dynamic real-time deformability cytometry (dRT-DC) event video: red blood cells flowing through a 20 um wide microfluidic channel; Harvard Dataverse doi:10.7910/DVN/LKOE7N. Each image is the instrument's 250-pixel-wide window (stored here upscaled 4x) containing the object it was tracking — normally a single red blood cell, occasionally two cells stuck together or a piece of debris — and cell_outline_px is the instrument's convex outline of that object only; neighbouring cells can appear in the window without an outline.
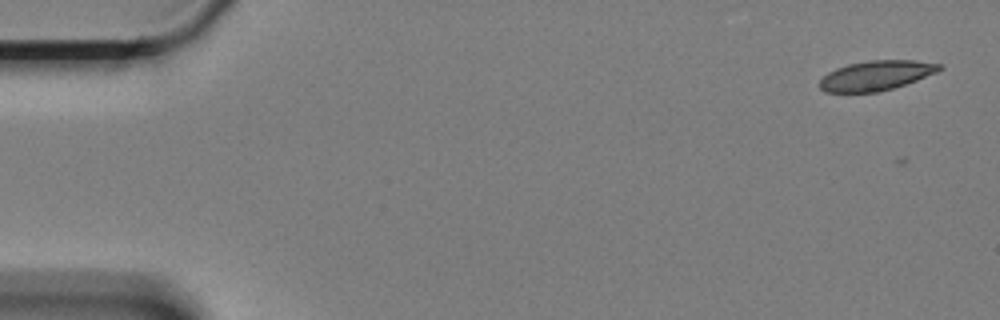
{"species": "Egyptian fruit bat (a non-hibernating species)", "species_latin": "Rousettus aegyptiacus", "temperature_condition": "cold", "stored_images_in_passage": 2, "camera_frame_rate_fps": 3000, "um_per_image_px": 0.085, "animal": {"sex": "female"}, "frame": {"image": 1, "passage_image": 1, "time_ms": 0.0, "image_size_px": [1000, 320], "cell_outline_px": [[944, 68], [936, 72], [916, 80], [892, 88], [876, 92], [824, 92], [820, 88], [820, 80], [828, 72], [836, 68], [848, 64], [868, 60], [912, 60], [940, 64]], "centroid_in_image_um": [74.45, 6.41], "position_along_channel_um": 10.6, "area_um2": 20.52}}